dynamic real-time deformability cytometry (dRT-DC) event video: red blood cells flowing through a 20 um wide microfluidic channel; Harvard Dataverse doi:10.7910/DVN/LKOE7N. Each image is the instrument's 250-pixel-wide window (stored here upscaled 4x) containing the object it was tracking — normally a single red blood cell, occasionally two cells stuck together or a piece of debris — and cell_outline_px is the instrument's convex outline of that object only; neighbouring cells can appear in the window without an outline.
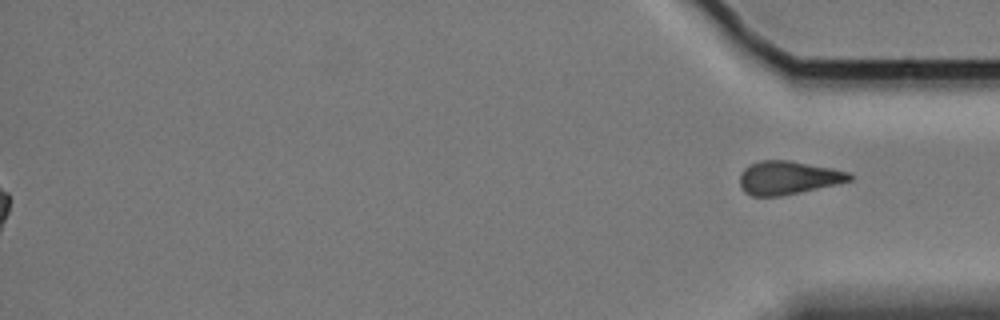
{"species": "Egyptian fruit bat (a non-hibernating species)", "species_latin": "Rousettus aegyptiacus", "temperature_condition": "cold", "stored_images_in_passage": 60, "segment_of_instrument_passage": [2, 2], "camera_frame_rate_fps": 3000, "um_per_image_px": 0.085, "animal": {"sex": "female"}, "frame": {"image": 1, "passage_image": 60, "time_ms": 19.667, "image_size_px": [1000, 320], "cell_outline_px": [[852, 180], [836, 184], [800, 192], [780, 196], [752, 196], [744, 192], [740, 184], [740, 172], [748, 164], [760, 160], [788, 160], [832, 168], [848, 172], [852, 176]], "centroid_in_image_um": [66.94, 15.1], "position_along_channel_um": 368.3, "area_um2": 21.33}}